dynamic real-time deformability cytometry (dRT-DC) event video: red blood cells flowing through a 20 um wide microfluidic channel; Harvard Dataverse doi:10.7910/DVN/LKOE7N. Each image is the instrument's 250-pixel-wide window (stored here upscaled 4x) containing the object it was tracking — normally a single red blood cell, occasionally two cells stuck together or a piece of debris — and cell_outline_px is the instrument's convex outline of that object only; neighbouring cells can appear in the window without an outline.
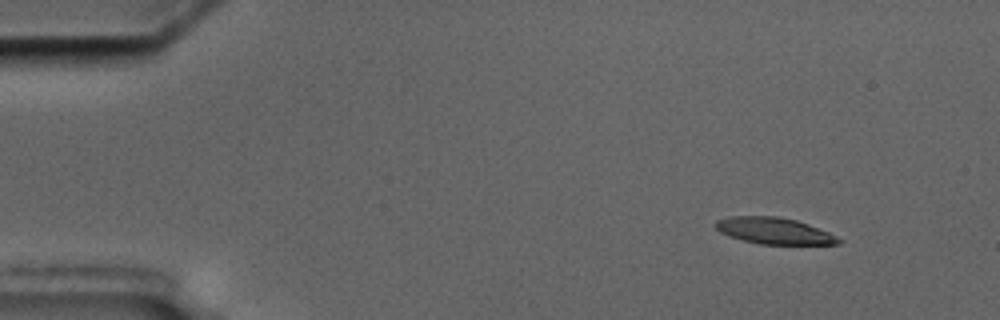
{"species": "common noctule bat (a hibernating species)", "species_latin": "Nyctalus noctula", "temperature_condition": "cold", "stored_images_in_passage": 4, "camera_frame_rate_fps": 3000, "um_per_image_px": 0.085, "animal": {"sex": "male", "body_mass_g": 17.5, "forearm_length_mm": 52.3}, "frame": {"image": 1, "passage_image": 1, "time_ms": 0.0, "image_size_px": [1000, 320], "cell_outline_px": [[844, 240], [840, 244], [760, 244], [744, 240], [720, 232], [712, 224], [716, 220], [728, 216], [780, 216], [796, 220], [808, 224], [828, 232]], "centroid_in_image_um": [65.8, 19.61], "position_along_channel_um": 19.2, "area_um2": 18.96}}
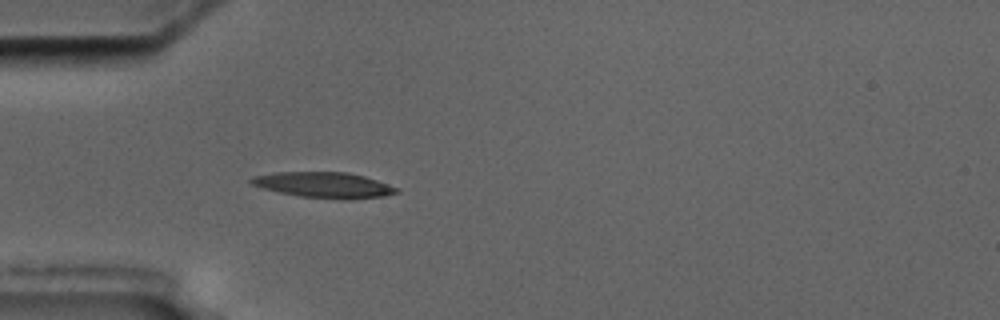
{"frame": {"image": 2, "passage_image": 4, "time_ms": 3.667, "image_size_px": [1000, 320], "cell_outline_px": [[400, 192], [384, 196], [352, 200], [348, 200], [300, 196], [280, 192], [264, 188], [252, 184], [248, 180], [252, 176], [276, 172], [348, 172], [364, 176], [388, 184], [396, 188]], "centroid_in_image_um": [27.55, 15.72], "position_along_channel_um": 57.4, "area_um2": 21.68}}